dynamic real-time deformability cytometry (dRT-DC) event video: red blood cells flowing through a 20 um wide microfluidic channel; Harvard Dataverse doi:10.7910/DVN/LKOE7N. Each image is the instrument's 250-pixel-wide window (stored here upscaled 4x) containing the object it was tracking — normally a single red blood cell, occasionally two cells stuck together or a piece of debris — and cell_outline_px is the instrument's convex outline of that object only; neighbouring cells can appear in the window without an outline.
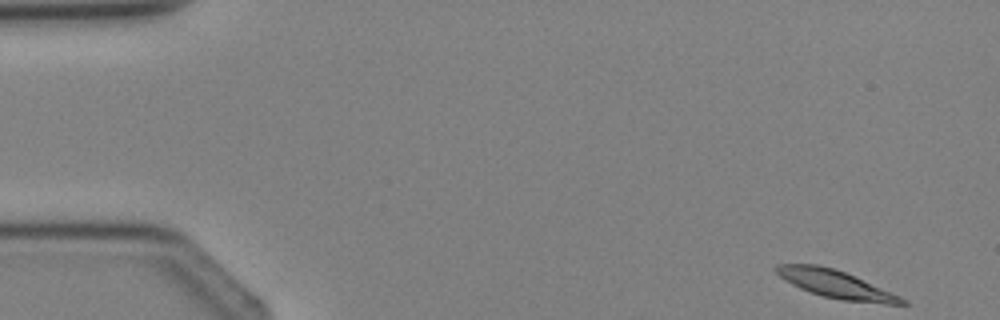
{"species": "Egyptian fruit bat (a non-hibernating species)", "species_latin": "Rousettus aegyptiacus", "temperature_condition": "cold", "stored_images_in_passage": 3, "camera_frame_rate_fps": 3000, "um_per_image_px": 0.085, "animal": {"sex": "female"}, "frame": {"image": 1, "passage_image": 1, "time_ms": 0.0, "image_size_px": [1000, 320], "cell_outline_px": [[908, 304], [884, 304], [840, 300], [824, 296], [800, 288], [784, 280], [772, 268], [776, 264], [816, 264], [832, 268], [844, 272], [900, 296], [908, 300]], "centroid_in_image_um": [71.02, 24.16], "position_along_channel_um": 14.0, "area_um2": 20.11}}
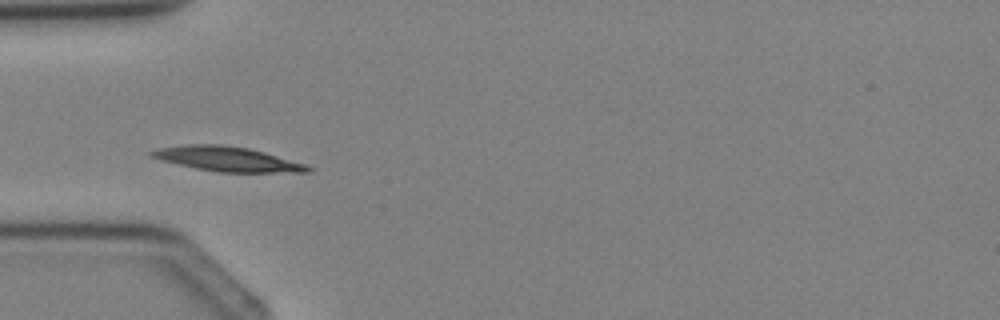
{"frame": {"image": 2, "passage_image": 3, "time_ms": 3.333, "image_size_px": [1000, 320], "cell_outline_px": [[312, 172], [216, 172], [196, 168], [160, 160], [148, 156], [148, 152], [160, 148], [184, 144], [220, 144], [248, 148], [264, 152], [304, 164], [312, 168]], "centroid_in_image_um": [19.26, 13.51], "position_along_channel_um": 65.7, "area_um2": 22.31}}